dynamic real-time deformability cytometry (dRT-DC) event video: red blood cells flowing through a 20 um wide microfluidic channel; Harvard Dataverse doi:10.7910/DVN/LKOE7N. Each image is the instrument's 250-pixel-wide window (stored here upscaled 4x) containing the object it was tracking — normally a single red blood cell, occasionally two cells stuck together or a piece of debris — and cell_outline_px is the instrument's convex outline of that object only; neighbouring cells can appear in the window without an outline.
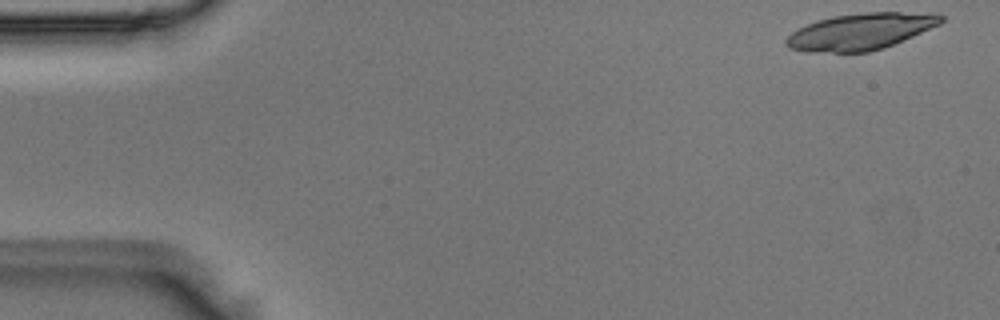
{"species": "Egyptian fruit bat (a non-hibernating species)", "species_latin": "Rousettus aegyptiacus", "temperature_condition": "room temperature", "stored_images_in_passage": 49, "camera_frame_rate_fps": 3000, "um_per_image_px": 0.085, "animal": {"sex": "male"}, "frame": {"image": 1, "passage_image": 1, "time_ms": 0.0, "image_size_px": [1000, 320], "cell_outline_px": [[944, 20], [940, 24], [884, 48], [868, 52], [808, 52], [788, 48], [784, 44], [784, 40], [792, 32], [816, 20], [832, 16], [868, 12], [936, 12], [944, 16]], "centroid_in_image_um": [73.16, 2.67], "position_along_channel_um": 11.8, "area_um2": 33.06}}